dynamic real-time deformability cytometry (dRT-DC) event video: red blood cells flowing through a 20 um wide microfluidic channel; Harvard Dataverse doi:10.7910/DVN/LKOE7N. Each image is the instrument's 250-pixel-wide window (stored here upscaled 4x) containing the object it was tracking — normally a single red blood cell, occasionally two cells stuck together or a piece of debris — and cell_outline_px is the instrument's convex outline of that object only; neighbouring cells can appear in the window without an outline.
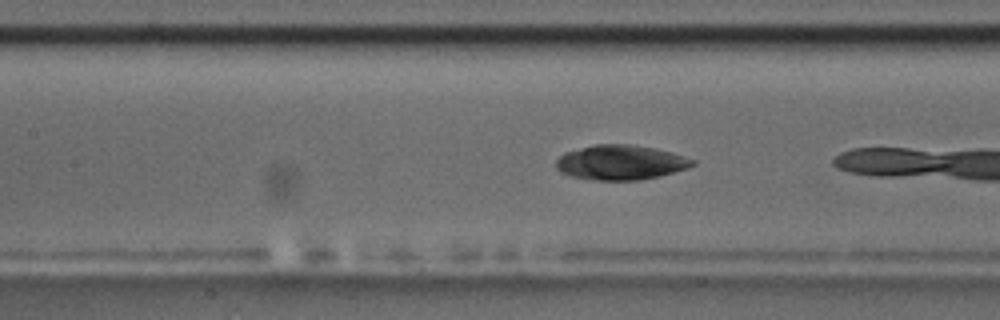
{"species": "common noctule bat (a hibernating species)", "species_latin": "Nyctalus noctula", "temperature_condition": "room temperature", "stored_images_in_passage": 12, "camera_frame_rate_fps": 3000, "um_per_image_px": 0.085, "animal": {"sex": "male", "body_mass_g": 17.5, "forearm_length_mm": 52.3}, "frame": {"image": 1, "passage_image": 7, "time_ms": 2.0, "image_size_px": [1000, 320], "cell_outline_px": [[696, 164], [688, 168], [660, 176], [640, 180], [596, 180], [568, 176], [560, 172], [556, 168], [556, 160], [564, 152], [592, 144], [632, 144], [656, 148], [672, 152], [696, 160]], "centroid_in_image_um": [52.75, 13.8], "position_along_channel_um": 154.6, "area_um2": 28.03}}